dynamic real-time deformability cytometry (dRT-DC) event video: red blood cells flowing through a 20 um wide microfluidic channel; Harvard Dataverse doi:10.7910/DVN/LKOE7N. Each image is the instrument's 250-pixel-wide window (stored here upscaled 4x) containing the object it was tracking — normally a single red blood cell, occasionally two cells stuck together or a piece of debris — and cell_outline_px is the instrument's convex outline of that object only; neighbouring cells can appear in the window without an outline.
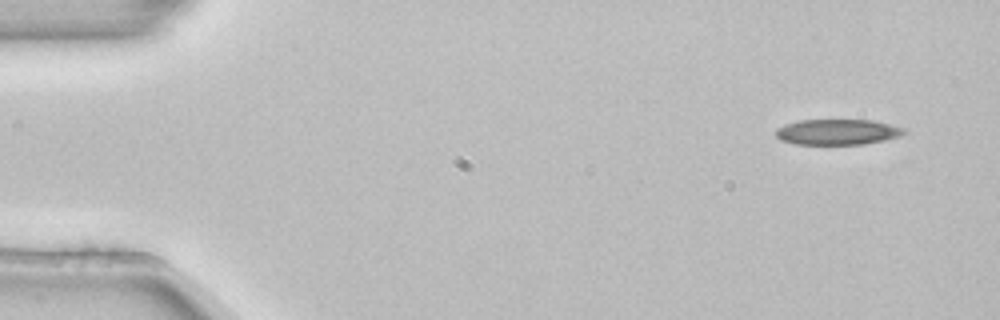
{"species": "common noctule bat (a hibernating species)", "species_latin": "Nyctalus noctula", "temperature_condition": "room temperature", "stored_images_in_passage": 4, "camera_frame_rate_fps": 3000, "um_per_image_px": 0.085, "animal": {"sex": "female", "body_mass_g": 22.7, "forearm_length_mm": 54.2}, "frame": {"image": 1, "passage_image": 1, "time_ms": 0.0, "image_size_px": [1000, 320], "cell_outline_px": [[908, 132], [900, 136], [884, 140], [860, 144], [796, 144], [780, 140], [776, 136], [776, 128], [784, 124], [800, 120], [872, 120], [904, 128]], "centroid_in_image_um": [71.16, 11.21], "position_along_channel_um": 13.8, "area_um2": 19.07}}
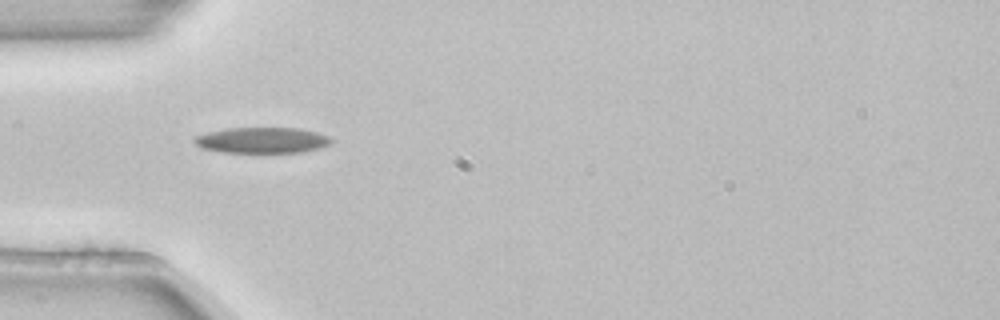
{"frame": {"image": 2, "passage_image": 4, "time_ms": 1.0, "image_size_px": [1000, 320], "cell_outline_px": [[332, 140], [328, 144], [320, 148], [300, 152], [220, 152], [200, 148], [192, 140], [196, 136], [208, 132], [228, 128], [296, 128], [316, 132], [328, 136]], "centroid_in_image_um": [22.23, 11.92], "position_along_channel_um": 62.8, "area_um2": 20.4}}